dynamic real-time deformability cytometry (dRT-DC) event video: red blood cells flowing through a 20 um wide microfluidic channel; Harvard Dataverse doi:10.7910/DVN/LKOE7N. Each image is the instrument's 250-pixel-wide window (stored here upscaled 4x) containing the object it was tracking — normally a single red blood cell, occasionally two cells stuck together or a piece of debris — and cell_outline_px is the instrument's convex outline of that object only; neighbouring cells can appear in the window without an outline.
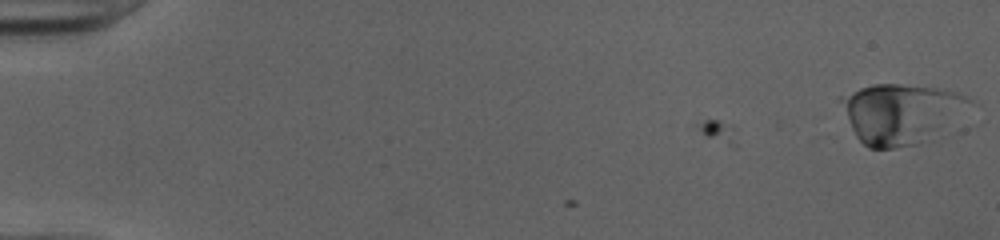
{"species": "human", "species_latin": "Homo sapiens", "temperature_condition": "cold", "stored_images_in_passage": 2, "camera_frame_rate_fps": 3000, "um_per_image_px": 0.085, "donor": {"sex": "female"}, "frame": {"image": 1, "passage_image": 2, "time_ms": 0.333, "image_size_px": [1000, 240], "cell_outline_px": [[980, 104], [928, 140], [920, 144], [892, 148], [868, 148], [856, 136], [852, 128], [840, 100], [840, 96], [860, 88], [872, 84], [900, 84], [944, 88], [968, 96]], "centroid_in_image_um": [76.72, 9.62], "position_along_channel_um": 8.3, "area_um2": 45.55}}